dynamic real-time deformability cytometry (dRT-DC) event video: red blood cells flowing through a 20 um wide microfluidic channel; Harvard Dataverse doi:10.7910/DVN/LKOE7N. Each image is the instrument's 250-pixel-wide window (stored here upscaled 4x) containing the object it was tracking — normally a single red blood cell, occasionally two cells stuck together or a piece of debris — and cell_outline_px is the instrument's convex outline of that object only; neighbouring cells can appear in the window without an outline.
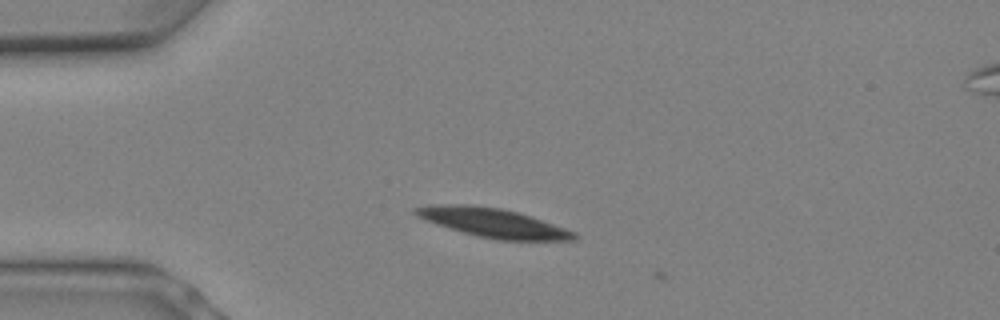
{"species": "Egyptian fruit bat (a non-hibernating species)", "species_latin": "Rousettus aegyptiacus", "temperature_condition": "warm", "stored_images_in_passage": 2, "camera_frame_rate_fps": 3000, "um_per_image_px": 0.085, "animal": {"sex": "female"}, "frame": {"image": 1, "passage_image": 1, "time_ms": 0.0, "image_size_px": [1000, 320], "cell_outline_px": [[580, 236], [576, 240], [496, 240], [464, 232], [436, 224], [424, 220], [416, 216], [412, 212], [412, 208], [428, 204], [472, 204], [500, 208], [516, 212], [576, 232]], "centroid_in_image_um": [41.84, 18.92], "position_along_channel_um": 43.2, "area_um2": 26.7}}